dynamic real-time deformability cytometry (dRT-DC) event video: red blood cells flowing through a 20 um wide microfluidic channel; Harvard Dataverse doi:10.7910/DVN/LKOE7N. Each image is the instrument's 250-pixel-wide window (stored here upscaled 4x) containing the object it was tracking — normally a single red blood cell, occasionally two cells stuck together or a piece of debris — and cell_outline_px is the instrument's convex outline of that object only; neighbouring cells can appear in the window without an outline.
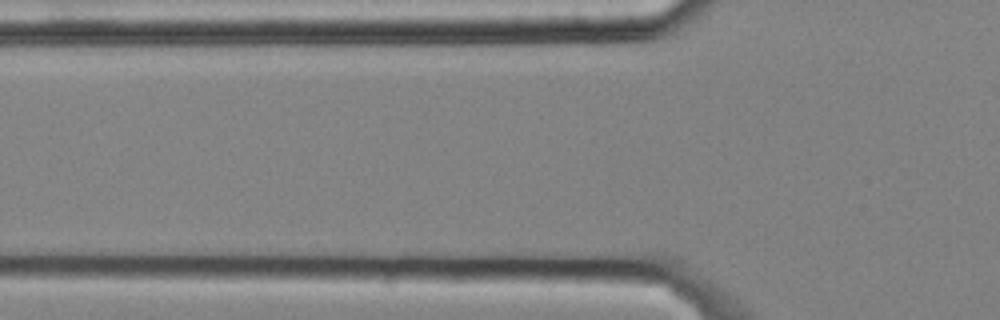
{"species": "common noctule bat (a hibernating species)", "species_latin": "Nyctalus noctula", "temperature_condition": "cold", "stored_images_in_passage": 4, "camera_frame_rate_fps": 3000, "um_per_image_px": 0.085, "animal": {"sex": "male", "body_mass_g": 20.4}, "frame": {"image": 1, "passage_image": 3, "time_ms": 0.667, "image_size_px": [1000, 320], "cell_outline_px": [[628, 240], [624, 244], [592, 244], [468, 240], [448, 236], [436, 232], [448, 228], [600, 228], [616, 232], [624, 236]], "centroid_in_image_um": [45.79, 19.99], "position_along_channel_um": 80.0, "area_um2": 17.57}}